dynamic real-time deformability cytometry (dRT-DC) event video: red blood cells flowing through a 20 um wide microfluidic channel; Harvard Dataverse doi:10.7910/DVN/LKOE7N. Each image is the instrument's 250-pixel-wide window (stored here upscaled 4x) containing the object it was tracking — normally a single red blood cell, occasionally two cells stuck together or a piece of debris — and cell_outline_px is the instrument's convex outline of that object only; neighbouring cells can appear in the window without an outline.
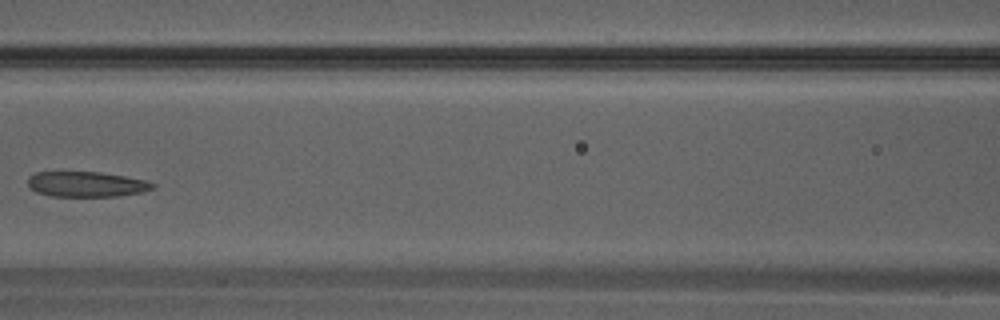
{"species": "Egyptian fruit bat (a non-hibernating species)", "species_latin": "Rousettus aegyptiacus", "temperature_condition": "warm", "stored_images_in_passage": 26, "camera_frame_rate_fps": 3000, "um_per_image_px": 0.085, "animal": {"sex": "male"}, "frame": {"image": 1, "passage_image": 7, "time_ms": 2.0, "image_size_px": [1000, 320], "cell_outline_px": [[156, 184], [152, 188], [140, 192], [116, 196], [52, 196], [36, 192], [28, 188], [28, 176], [36, 172], [100, 172], [124, 176], [144, 180]], "centroid_in_image_um": [7.28, 15.65], "position_along_channel_um": 159.3, "area_um2": 18.26}}
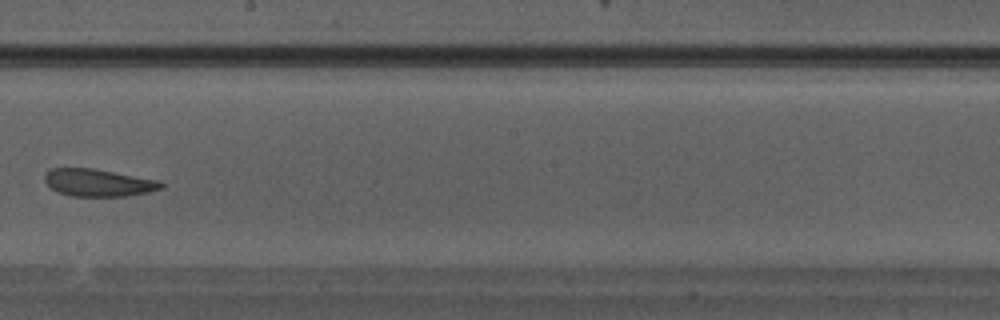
{"frame": {"image": 2, "passage_image": 11, "time_ms": 3.333, "image_size_px": [1000, 320], "cell_outline_px": [[164, 188], [148, 192], [124, 196], [72, 196], [60, 192], [52, 188], [44, 180], [44, 176], [48, 168], [92, 168], [160, 180], [164, 184]], "centroid_in_image_um": [8.38, 15.52], "position_along_channel_um": 239.8, "area_um2": 18.55}}
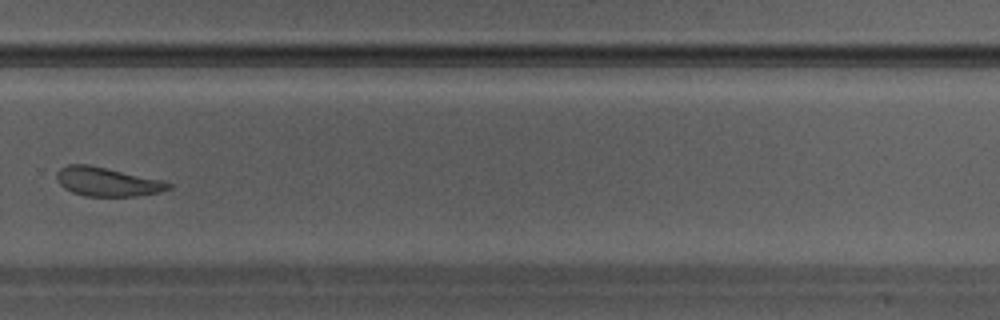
{"frame": {"image": 3, "passage_image": 15, "time_ms": 4.667, "image_size_px": [1000, 320], "cell_outline_px": [[172, 188], [160, 192], [136, 196], [84, 196], [72, 192], [64, 188], [56, 180], [56, 172], [60, 168], [68, 164], [88, 164], [164, 180], [172, 184]], "centroid_in_image_um": [9.11, 15.45], "position_along_channel_um": 320.7, "area_um2": 19.02}}